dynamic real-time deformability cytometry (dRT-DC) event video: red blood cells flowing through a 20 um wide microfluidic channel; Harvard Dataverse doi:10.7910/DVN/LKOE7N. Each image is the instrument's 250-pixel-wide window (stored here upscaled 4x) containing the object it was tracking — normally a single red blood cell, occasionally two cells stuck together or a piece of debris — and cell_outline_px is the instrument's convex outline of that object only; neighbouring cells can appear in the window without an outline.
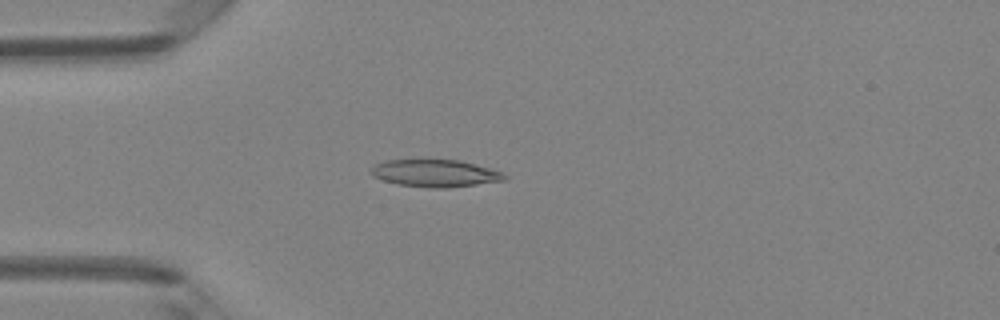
{"species": "Egyptian fruit bat (a non-hibernating species)", "species_latin": "Rousettus aegyptiacus", "temperature_condition": "room temperature", "stored_images_in_passage": 47, "camera_frame_rate_fps": 3000, "um_per_image_px": 0.085, "animal": {"sex": "female"}, "frame": {"image": 1, "passage_image": 12, "time_ms": 3.667, "image_size_px": [1000, 320], "cell_outline_px": [[508, 176], [504, 180], [448, 188], [428, 188], [396, 184], [372, 176], [368, 172], [376, 164], [388, 160], [460, 160], [488, 168], [500, 172]], "centroid_in_image_um": [36.94, 14.73], "position_along_channel_um": 48.1, "area_um2": 21.04}}
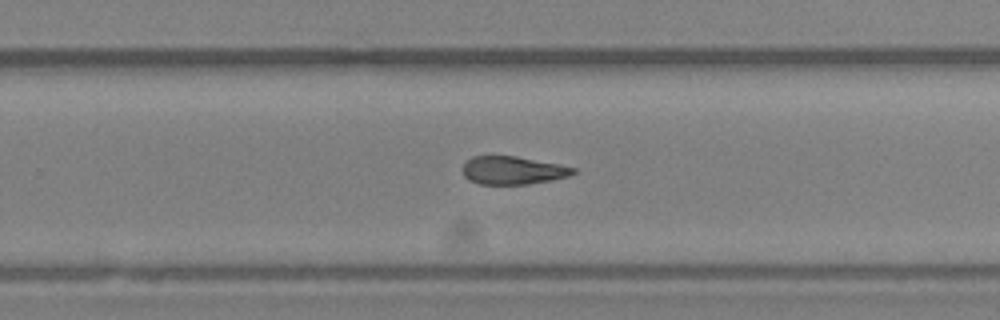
{"frame": {"image": 2, "passage_image": 30, "time_ms": 9.667, "image_size_px": [1000, 320], "cell_outline_px": [[576, 172], [568, 176], [552, 180], [528, 184], [480, 184], [468, 180], [464, 176], [460, 168], [472, 156], [516, 156], [560, 164], [576, 168]], "centroid_in_image_um": [43.57, 14.48], "position_along_channel_um": 286.2, "area_um2": 18.21}}
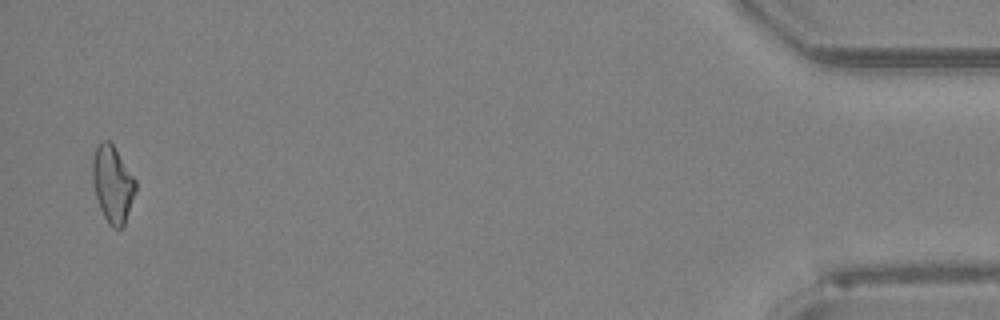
{"frame": {"image": 3, "passage_image": 46, "time_ms": 15.0, "image_size_px": [1000, 320], "cell_outline_px": [[136, 192], [124, 224], [120, 228], [112, 228], [108, 224], [100, 208], [92, 184], [92, 156], [96, 144], [104, 140], [108, 140], [112, 144], [136, 180]], "centroid_in_image_um": [9.55, 15.63], "position_along_channel_um": 425.6, "area_um2": 19.31}, "authors_computed_cell_mechanics": {"area_um2": 19.3052, "velocity_mm_per_s": 4.2108, "shape_relaxation_time_tau1_ms": null, "shape_relaxation_time_tau2_ms": 6.5236, "deformation_change_tau1": null, "deformation_change_tau2": 0.174}}